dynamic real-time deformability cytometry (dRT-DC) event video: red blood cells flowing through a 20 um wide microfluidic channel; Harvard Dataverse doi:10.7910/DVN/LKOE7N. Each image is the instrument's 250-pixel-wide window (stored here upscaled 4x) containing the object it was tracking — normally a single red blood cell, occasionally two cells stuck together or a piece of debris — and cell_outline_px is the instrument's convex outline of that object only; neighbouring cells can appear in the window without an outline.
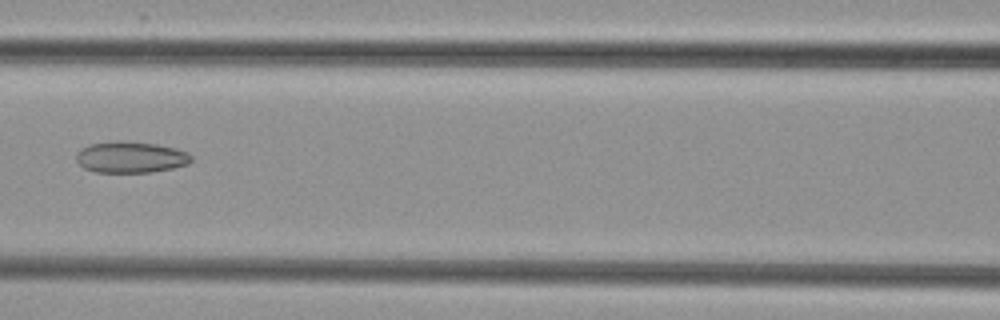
{"species": "common noctule bat (a hibernating species)", "species_latin": "Nyctalus noctula", "temperature_condition": "cold", "stored_images_in_passage": 6, "camera_frame_rate_fps": 3000, "um_per_image_px": 0.085, "animal": {"sex": "female", "body_mass_g": 29.2, "forearm_length_mm": 56.3}, "frame": {"image": 1, "passage_image": 6, "time_ms": 6.0, "image_size_px": [1000, 320], "cell_outline_px": [[192, 160], [188, 164], [172, 168], [152, 172], [96, 172], [84, 168], [76, 160], [76, 152], [88, 144], [124, 140], [156, 144], [176, 148], [188, 152], [192, 156]], "centroid_in_image_um": [11.11, 13.35], "position_along_channel_um": 155.5, "area_um2": 21.1}}